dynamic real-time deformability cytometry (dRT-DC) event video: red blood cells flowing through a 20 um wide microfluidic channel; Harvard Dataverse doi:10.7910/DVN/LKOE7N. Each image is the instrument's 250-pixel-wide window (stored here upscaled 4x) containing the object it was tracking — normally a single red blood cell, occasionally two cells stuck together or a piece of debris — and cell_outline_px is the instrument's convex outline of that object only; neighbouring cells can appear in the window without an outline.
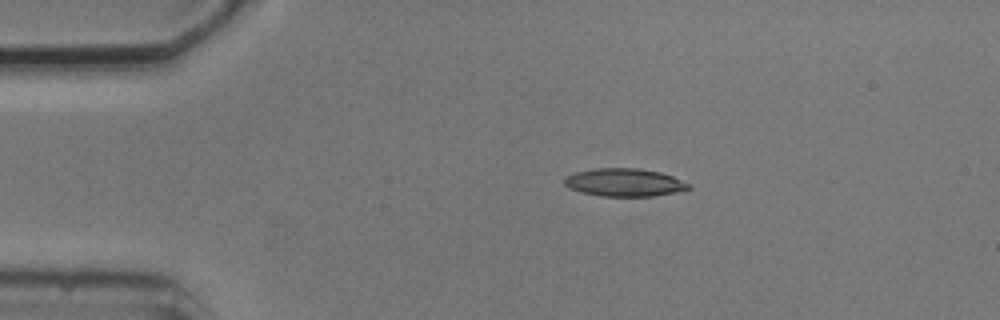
{"species": "common noctule bat (a hibernating species)", "species_latin": "Nyctalus noctula", "temperature_condition": "cold", "stored_images_in_passage": 3, "camera_frame_rate_fps": 3000, "um_per_image_px": 0.085, "animal": {"sex": "male", "body_mass_g": 20.5, "forearm_length_mm": 52.5}, "frame": {"image": 1, "passage_image": 1, "time_ms": 0.0, "image_size_px": [1000, 320], "cell_outline_px": [[692, 188], [676, 192], [652, 196], [600, 196], [580, 192], [568, 188], [564, 184], [564, 180], [568, 176], [576, 172], [596, 168], [640, 168], [660, 172], [672, 176], [688, 184]], "centroid_in_image_um": [53.05, 15.51], "position_along_channel_um": 31.9, "area_um2": 20.11}}
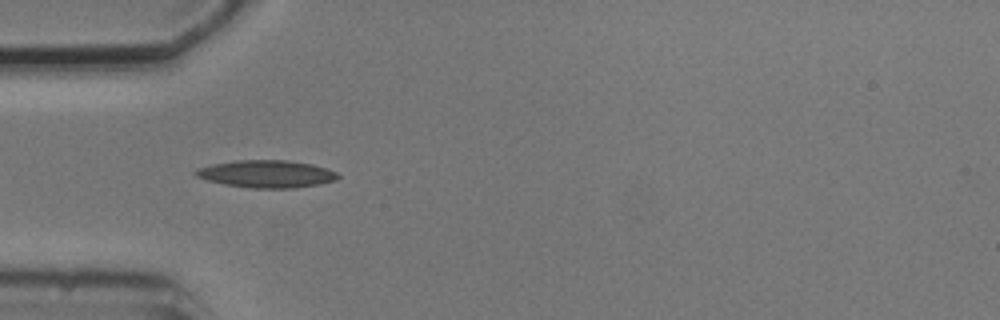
{"frame": {"image": 2, "passage_image": 2, "time_ms": 2.0, "image_size_px": [1000, 320], "cell_outline_px": [[340, 176], [336, 180], [320, 184], [292, 188], [252, 188], [224, 184], [208, 180], [196, 176], [192, 172], [196, 168], [212, 164], [236, 160], [288, 160], [312, 164], [328, 168], [336, 172]], "centroid_in_image_um": [22.66, 14.77], "position_along_channel_um": 62.3, "area_um2": 22.83}}
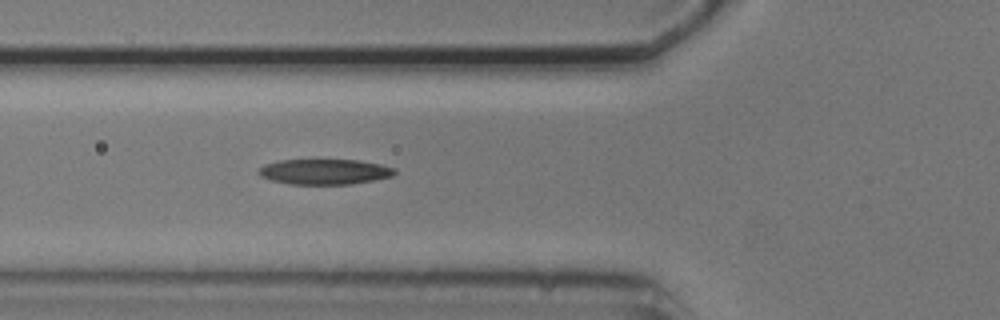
{"frame": {"image": 3, "passage_image": 3, "time_ms": 3.0, "image_size_px": [1000, 320], "cell_outline_px": [[396, 172], [392, 176], [352, 184], [288, 184], [272, 180], [260, 176], [256, 172], [264, 164], [280, 160], [360, 160], [380, 164], [396, 168]], "centroid_in_image_um": [27.58, 14.59], "position_along_channel_um": 98.2, "area_um2": 20.11}}